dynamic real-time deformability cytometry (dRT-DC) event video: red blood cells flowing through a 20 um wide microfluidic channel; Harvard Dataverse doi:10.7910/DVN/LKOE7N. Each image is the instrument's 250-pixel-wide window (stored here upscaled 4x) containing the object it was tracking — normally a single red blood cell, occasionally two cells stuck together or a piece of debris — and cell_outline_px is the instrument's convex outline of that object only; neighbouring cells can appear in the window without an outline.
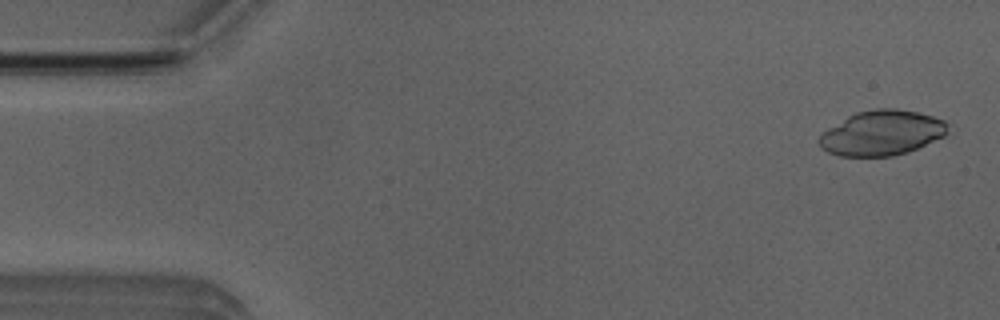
{"species": "Egyptian fruit bat (a non-hibernating species)", "species_latin": "Rousettus aegyptiacus", "temperature_condition": "room temperature", "stored_images_in_passage": 9, "camera_frame_rate_fps": 3000, "um_per_image_px": 0.085, "animal": {"sex": "male"}, "frame": {"image": 1, "passage_image": 2, "time_ms": 0.333, "image_size_px": [1000, 320], "cell_outline_px": [[948, 132], [944, 136], [908, 152], [892, 156], [840, 156], [828, 152], [820, 148], [816, 140], [828, 128], [848, 116], [856, 112], [876, 108], [896, 108], [920, 112], [944, 120], [948, 124]], "centroid_in_image_um": [74.95, 11.29], "position_along_channel_um": 10.1, "area_um2": 33.87}}